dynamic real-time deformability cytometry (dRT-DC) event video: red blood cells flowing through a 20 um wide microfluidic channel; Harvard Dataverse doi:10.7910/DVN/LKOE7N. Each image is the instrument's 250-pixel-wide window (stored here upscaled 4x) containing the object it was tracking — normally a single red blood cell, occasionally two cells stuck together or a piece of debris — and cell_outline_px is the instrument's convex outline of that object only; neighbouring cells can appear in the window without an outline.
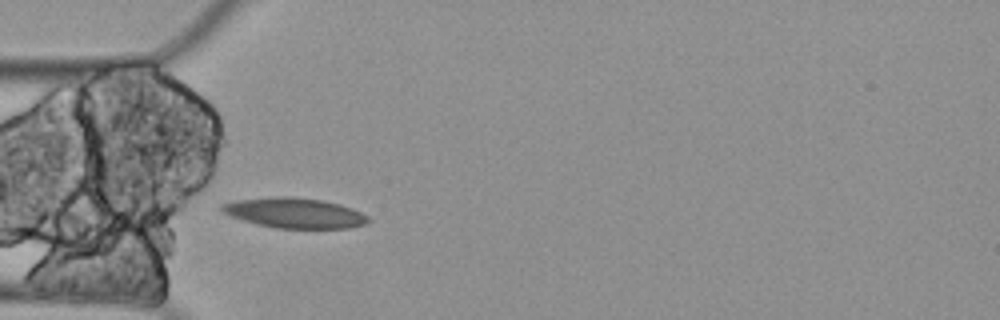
{"species": "Egyptian fruit bat (a non-hibernating species)", "species_latin": "Rousettus aegyptiacus", "temperature_condition": "cold", "stored_images_in_passage": 4, "camera_frame_rate_fps": 3000, "um_per_image_px": 0.085, "animal": {"sex": "female"}, "frame": {"image": 1, "passage_image": 1, "time_ms": 0.0, "image_size_px": [1000, 320], "cell_outline_px": [[372, 220], [368, 224], [348, 228], [276, 228], [256, 224], [220, 212], [220, 204], [236, 200], [272, 196], [292, 196], [320, 200], [352, 208], [368, 216]], "centroid_in_image_um": [25.03, 18.1], "position_along_channel_um": 60.0, "area_um2": 25.84}}
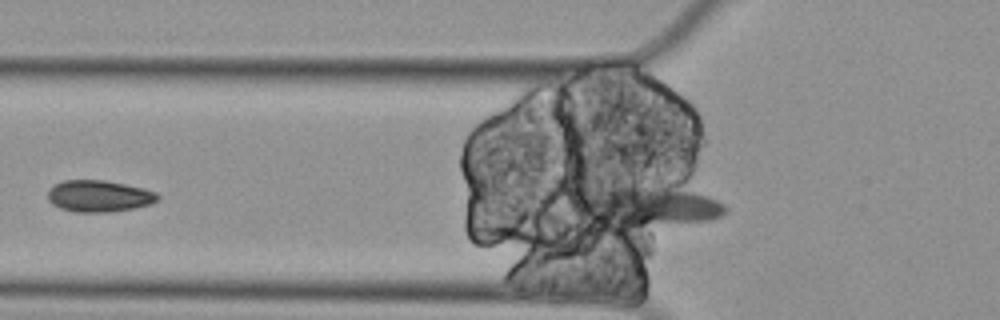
{"frame": {"image": 2, "passage_image": 2, "time_ms": 0.333, "image_size_px": [1000, 320], "cell_outline_px": [[160, 196], [152, 204], [136, 208], [112, 212], [76, 212], [60, 208], [52, 204], [48, 200], [48, 188], [52, 184], [64, 180], [104, 180], [144, 188], [156, 192]], "centroid_in_image_um": [8.4, 16.67], "position_along_channel_um": 117.4, "area_um2": 20.52}}